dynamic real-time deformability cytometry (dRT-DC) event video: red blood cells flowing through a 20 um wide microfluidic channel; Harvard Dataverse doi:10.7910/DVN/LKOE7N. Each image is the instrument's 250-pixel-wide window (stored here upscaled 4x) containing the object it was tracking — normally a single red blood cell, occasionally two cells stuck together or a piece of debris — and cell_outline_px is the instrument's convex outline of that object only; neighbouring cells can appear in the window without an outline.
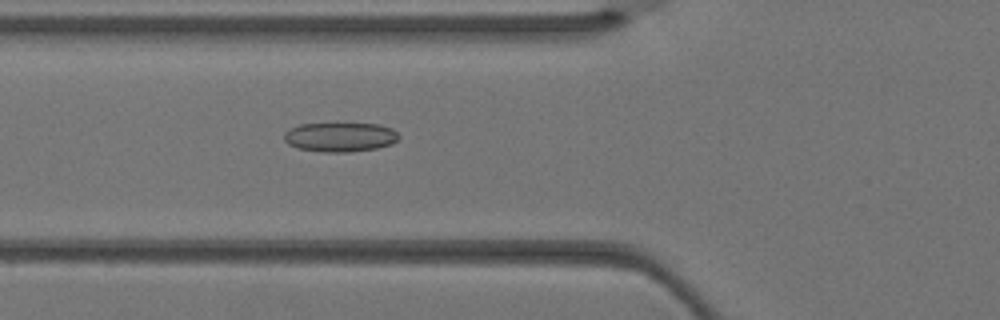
{"species": "Egyptian fruit bat (a non-hibernating species)", "species_latin": "Rousettus aegyptiacus", "temperature_condition": "warm", "stored_images_in_passage": 5, "camera_frame_rate_fps": 3000, "um_per_image_px": 0.085, "animal": {"sex": "female"}, "frame": {"image": 1, "passage_image": 5, "time_ms": 1.333, "image_size_px": [1000, 320], "cell_outline_px": [[400, 136], [392, 144], [376, 148], [348, 152], [324, 152], [296, 148], [288, 144], [284, 140], [284, 132], [300, 124], [380, 124], [392, 128]], "centroid_in_image_um": [28.91, 11.65], "position_along_channel_um": 96.9, "area_um2": 19.54}}